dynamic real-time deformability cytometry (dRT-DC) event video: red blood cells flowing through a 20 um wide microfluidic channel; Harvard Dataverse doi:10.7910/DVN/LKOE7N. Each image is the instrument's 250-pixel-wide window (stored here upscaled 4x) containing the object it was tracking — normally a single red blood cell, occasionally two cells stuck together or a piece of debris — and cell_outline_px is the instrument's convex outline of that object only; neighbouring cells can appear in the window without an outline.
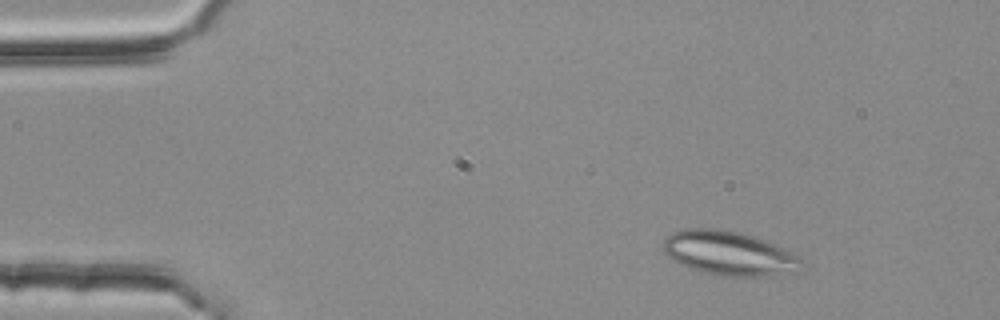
{"species": "common noctule bat (a hibernating species)", "species_latin": "Nyctalus noctula", "temperature_condition": "room temperature", "stored_images_in_passage": 4, "camera_frame_rate_fps": 3000, "um_per_image_px": 0.085, "animal": {"sex": "female", "body_mass_g": 25.1}, "frame": {"image": 1, "passage_image": 2, "time_ms": 0.333, "image_size_px": [1000, 320], "cell_outline_px": [[804, 260], [800, 272], [756, 276], [724, 276], [700, 272], [680, 264], [672, 260], [664, 252], [664, 240], [672, 232], [688, 228], [712, 228], [736, 232], [752, 236], [800, 252]], "centroid_in_image_um": [62.06, 21.54], "position_along_channel_um": 22.9, "area_um2": 36.07}}